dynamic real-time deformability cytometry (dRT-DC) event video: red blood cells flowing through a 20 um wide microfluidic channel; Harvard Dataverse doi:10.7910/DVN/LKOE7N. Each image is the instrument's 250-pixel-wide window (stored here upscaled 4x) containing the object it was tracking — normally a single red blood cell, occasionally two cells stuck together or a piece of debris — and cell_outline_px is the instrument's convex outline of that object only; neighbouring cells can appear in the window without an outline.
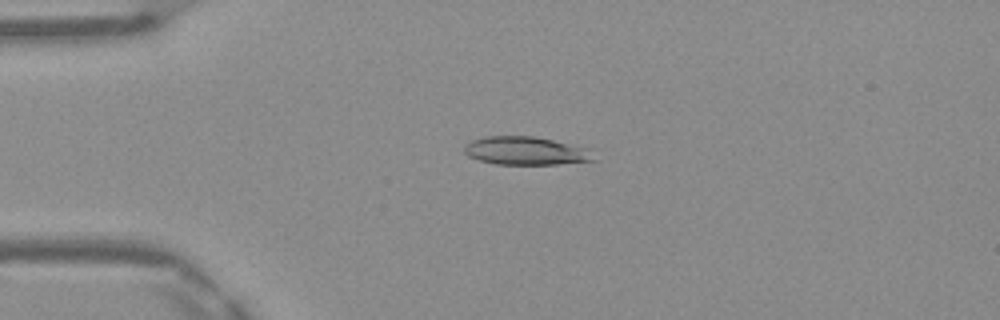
{"species": "Egyptian fruit bat (a non-hibernating species)", "species_latin": "Rousettus aegyptiacus", "temperature_condition": "warm", "stored_images_in_passage": 42, "camera_frame_rate_fps": 3000, "um_per_image_px": 0.085, "frame": {"image": 1, "passage_image": 5, "time_ms": 1.333, "image_size_px": [1000, 320], "cell_outline_px": [[600, 160], [556, 164], [496, 164], [480, 160], [468, 156], [464, 152], [464, 144], [472, 140], [484, 136], [532, 136], [596, 148]], "centroid_in_image_um": [44.86, 12.82], "position_along_channel_um": 40.1, "area_um2": 22.02}}
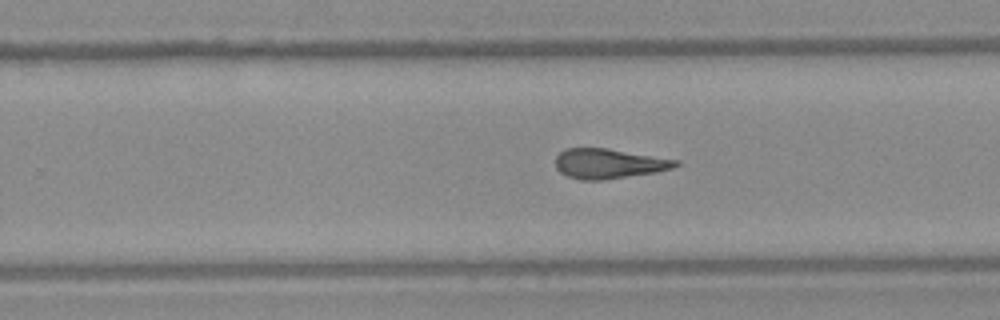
{"frame": {"image": 2, "passage_image": 24, "time_ms": 7.667, "image_size_px": [1000, 320], "cell_outline_px": [[680, 164], [672, 168], [656, 172], [604, 180], [580, 180], [568, 176], [560, 172], [556, 168], [556, 156], [564, 148], [608, 148], [680, 160]], "centroid_in_image_um": [51.75, 13.9], "position_along_channel_um": 278.0, "area_um2": 21.04}}
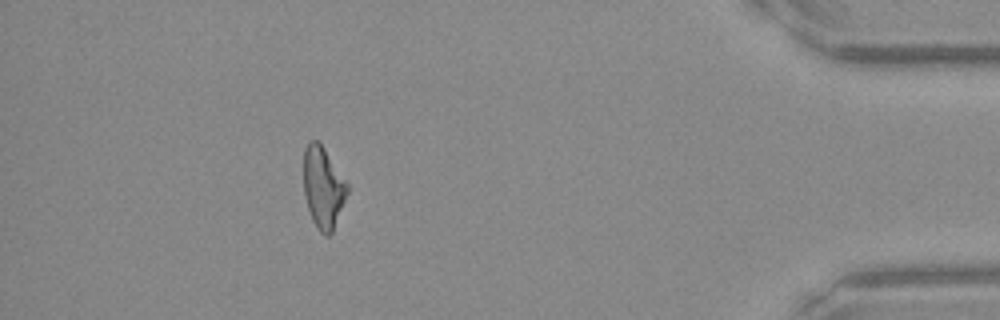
{"frame": {"image": 3, "passage_image": 37, "time_ms": 12.0, "image_size_px": [1000, 320], "cell_outline_px": [[348, 192], [332, 232], [328, 236], [324, 236], [316, 228], [312, 220], [308, 208], [304, 192], [304, 148], [308, 140], [316, 140], [324, 148], [348, 184]], "centroid_in_image_um": [27.45, 15.94], "position_along_channel_um": 407.7, "area_um2": 20.58}, "authors_computed_cell_mechanics": {"area_um2": 21.4438, "velocity_mm_per_s": 4.1868, "shape_relaxation_time_tau1_ms": null, "shape_relaxation_time_tau2_ms": 1.4765, "deformation_change_tau1": null, "deformation_change_tau2": 0.1046}}